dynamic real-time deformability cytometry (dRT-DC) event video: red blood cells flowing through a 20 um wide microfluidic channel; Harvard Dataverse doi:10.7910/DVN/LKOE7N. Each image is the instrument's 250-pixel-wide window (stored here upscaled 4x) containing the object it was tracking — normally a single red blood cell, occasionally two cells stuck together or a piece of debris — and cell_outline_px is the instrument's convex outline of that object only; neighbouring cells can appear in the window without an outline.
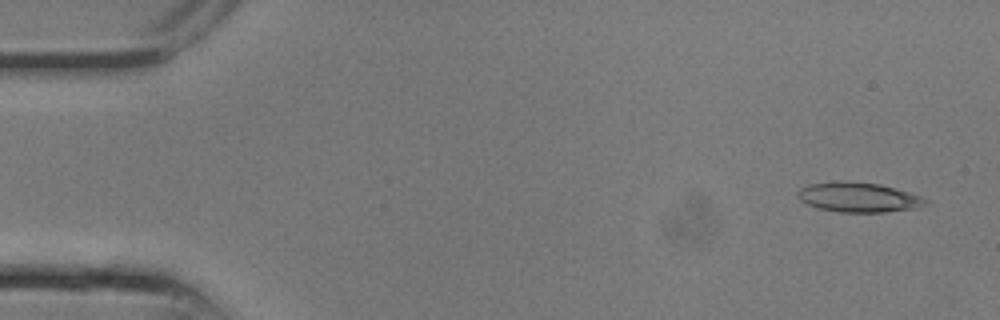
{"species": "common noctule bat (a hibernating species)", "species_latin": "Nyctalus noctula", "temperature_condition": "room temperature", "stored_images_in_passage": 8, "camera_frame_rate_fps": 3000, "um_per_image_px": 0.085, "animal": {"sex": "male", "body_mass_g": 13.3}, "frame": {"image": 1, "passage_image": 1, "time_ms": 0.0, "image_size_px": [1000, 320], "cell_outline_px": [[928, 204], [912, 208], [884, 212], [840, 212], [816, 208], [804, 204], [796, 196], [796, 192], [800, 188], [808, 184], [880, 184], [908, 192], [920, 196], [928, 200]], "centroid_in_image_um": [72.95, 16.82], "position_along_channel_um": 12.1, "area_um2": 21.27}}
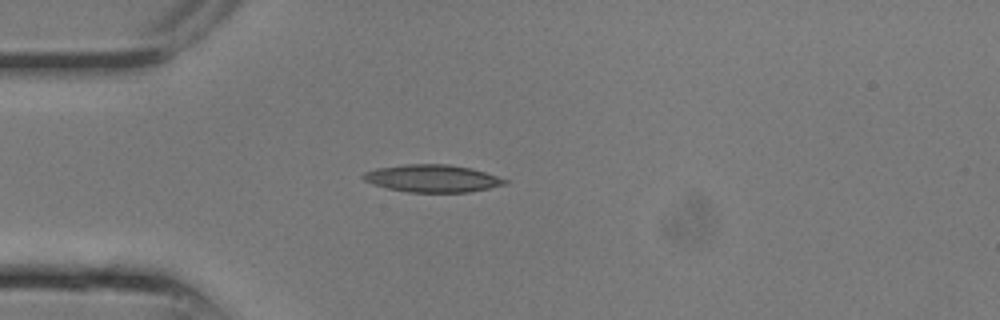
{"frame": {"image": 2, "passage_image": 6, "time_ms": 1.667, "image_size_px": [1000, 320], "cell_outline_px": [[508, 184], [468, 192], [408, 192], [388, 188], [372, 184], [364, 180], [360, 176], [364, 172], [376, 168], [404, 164], [448, 164], [472, 168], [508, 180]], "centroid_in_image_um": [36.72, 15.16], "position_along_channel_um": 48.3, "area_um2": 22.66}}
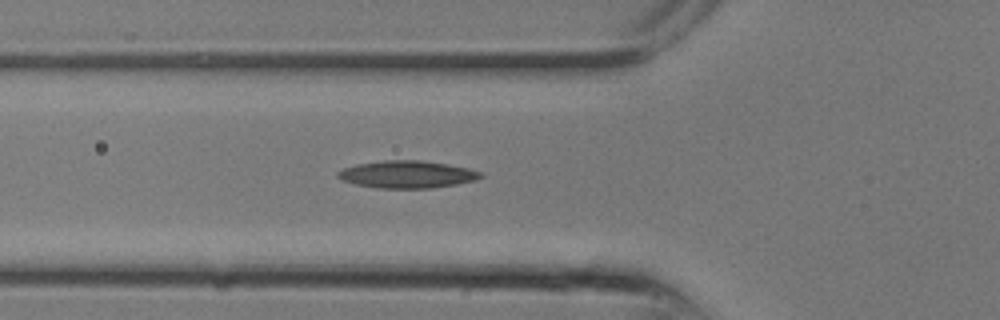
{"frame": {"image": 3, "passage_image": 8, "time_ms": 2.333, "image_size_px": [1000, 320], "cell_outline_px": [[484, 176], [476, 180], [456, 184], [432, 188], [376, 188], [356, 184], [340, 180], [336, 176], [336, 172], [344, 168], [356, 164], [384, 160], [420, 160], [448, 164], [468, 168], [484, 172]], "centroid_in_image_um": [34.61, 14.82], "position_along_channel_um": 91.2, "area_um2": 22.95}}